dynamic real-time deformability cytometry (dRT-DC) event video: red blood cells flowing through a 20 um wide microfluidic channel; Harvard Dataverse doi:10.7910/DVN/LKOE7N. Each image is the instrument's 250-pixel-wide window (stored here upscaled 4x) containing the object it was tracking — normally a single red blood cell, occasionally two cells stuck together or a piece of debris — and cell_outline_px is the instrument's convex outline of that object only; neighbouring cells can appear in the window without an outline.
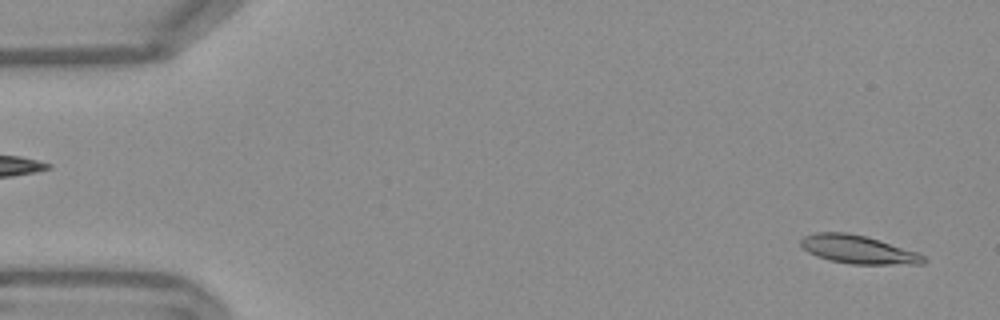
{"species": "Egyptian fruit bat (a non-hibernating species)", "species_latin": "Rousettus aegyptiacus", "temperature_condition": "warm", "stored_images_in_passage": 52, "camera_frame_rate_fps": 3000, "um_per_image_px": 0.085, "frame": {"image": 1, "passage_image": 1, "time_ms": 0.0, "image_size_px": [1000, 320], "cell_outline_px": [[928, 260], [924, 264], [852, 264], [828, 260], [816, 256], [808, 252], [800, 244], [800, 240], [804, 236], [816, 232], [848, 232], [864, 236], [920, 252]], "centroid_in_image_um": [72.97, 21.21], "position_along_channel_um": 12.0, "area_um2": 20.35}}
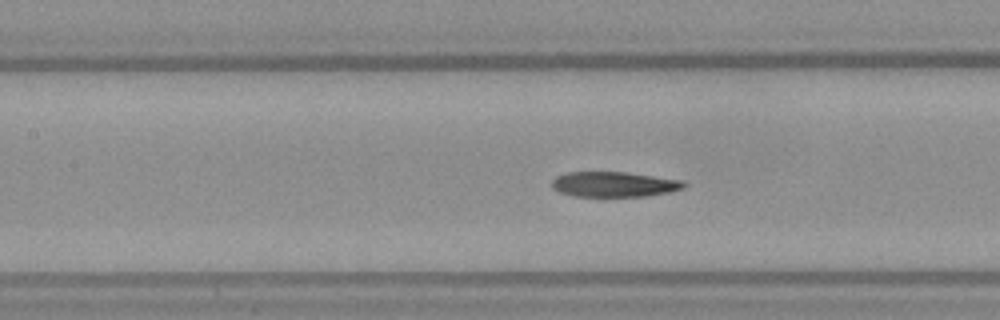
{"frame": {"image": 2, "passage_image": 22, "time_ms": 7.0, "image_size_px": [1000, 320], "cell_outline_px": [[688, 184], [684, 188], [672, 192], [644, 196], [572, 196], [560, 192], [552, 188], [552, 180], [556, 176], [568, 172], [624, 172], [684, 180]], "centroid_in_image_um": [52.23, 15.66], "position_along_channel_um": 155.2, "area_um2": 19.48}}
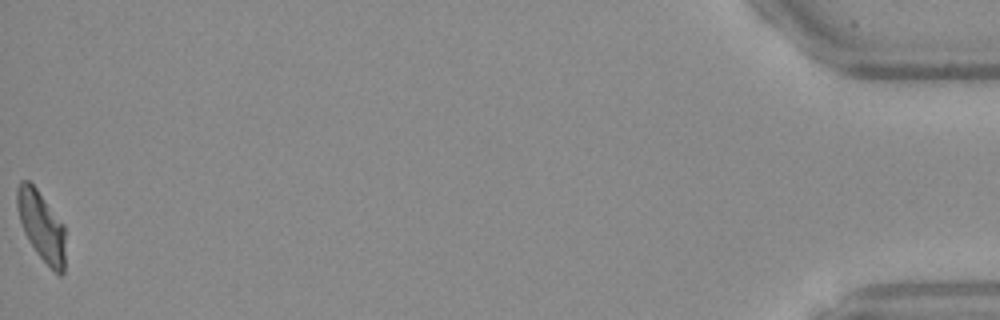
{"frame": {"image": 3, "passage_image": 52, "time_ms": 17.0, "image_size_px": [1000, 320], "cell_outline_px": [[64, 272], [60, 276], [36, 252], [28, 240], [24, 232], [16, 208], [16, 188], [20, 180], [28, 180], [36, 188], [64, 224]], "centroid_in_image_um": [3.49, 19.16], "position_along_channel_um": 431.7, "area_um2": 19.42}, "authors_computed_cell_mechanics": {"area_um2": 20.2011, "velocity_mm_per_s": 3.7754, "shape_relaxation_time_tau1_ms": 10.57, "shape_relaxation_time_tau2_ms": 3.6708, "deformation_change_tau1": 0.296, "deformation_change_tau2": 0.1134}}